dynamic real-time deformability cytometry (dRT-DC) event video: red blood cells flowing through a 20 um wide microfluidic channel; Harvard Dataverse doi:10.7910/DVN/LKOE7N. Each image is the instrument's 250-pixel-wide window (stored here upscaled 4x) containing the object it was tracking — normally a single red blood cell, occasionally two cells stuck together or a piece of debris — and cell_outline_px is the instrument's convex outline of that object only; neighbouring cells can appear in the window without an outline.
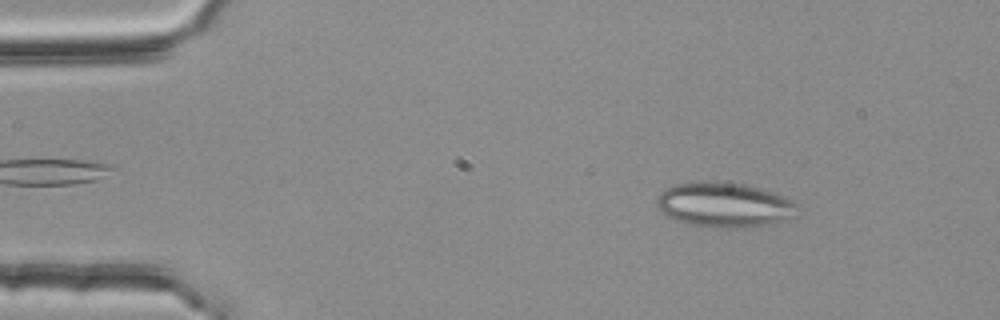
{"species": "common noctule bat (a hibernating species)", "species_latin": "Nyctalus noctula", "temperature_condition": "room temperature", "stored_images_in_passage": 14, "camera_frame_rate_fps": 3000, "um_per_image_px": 0.085, "animal": {"sex": "female", "body_mass_g": 25.1}, "frame": {"image": 1, "passage_image": 7, "time_ms": 2.0, "image_size_px": [1000, 320], "cell_outline_px": [[796, 216], [768, 224], [736, 228], [712, 228], [688, 224], [668, 216], [656, 204], [656, 200], [664, 188], [676, 184], [744, 184], [772, 192], [792, 200], [796, 204]], "centroid_in_image_um": [61.58, 17.46], "position_along_channel_um": 23.4, "area_um2": 35.55}}